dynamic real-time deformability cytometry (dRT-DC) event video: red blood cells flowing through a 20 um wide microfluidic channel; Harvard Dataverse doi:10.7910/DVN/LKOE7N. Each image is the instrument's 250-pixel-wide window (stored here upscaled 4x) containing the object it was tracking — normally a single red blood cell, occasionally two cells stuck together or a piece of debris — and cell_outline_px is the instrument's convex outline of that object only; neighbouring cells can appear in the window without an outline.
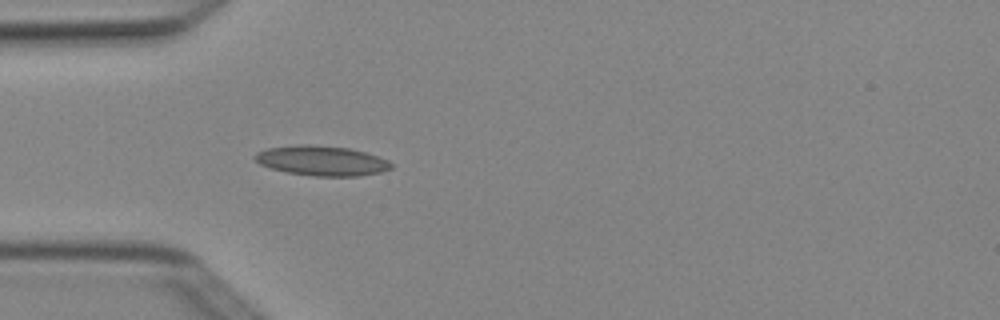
{"species": "Egyptian fruit bat (a non-hibernating species)", "species_latin": "Rousettus aegyptiacus", "temperature_condition": "cold", "stored_images_in_passage": 4, "camera_frame_rate_fps": 3000, "um_per_image_px": 0.085, "animal": {"sex": "female"}, "frame": {"image": 1, "passage_image": 4, "time_ms": 1.0, "image_size_px": [1000, 320], "cell_outline_px": [[392, 168], [380, 172], [356, 176], [316, 176], [288, 172], [272, 168], [260, 164], [252, 156], [256, 152], [268, 148], [296, 144], [308, 144], [348, 148], [364, 152], [388, 160], [392, 164]], "centroid_in_image_um": [27.32, 13.65], "position_along_channel_um": 57.7, "area_um2": 23.52}}